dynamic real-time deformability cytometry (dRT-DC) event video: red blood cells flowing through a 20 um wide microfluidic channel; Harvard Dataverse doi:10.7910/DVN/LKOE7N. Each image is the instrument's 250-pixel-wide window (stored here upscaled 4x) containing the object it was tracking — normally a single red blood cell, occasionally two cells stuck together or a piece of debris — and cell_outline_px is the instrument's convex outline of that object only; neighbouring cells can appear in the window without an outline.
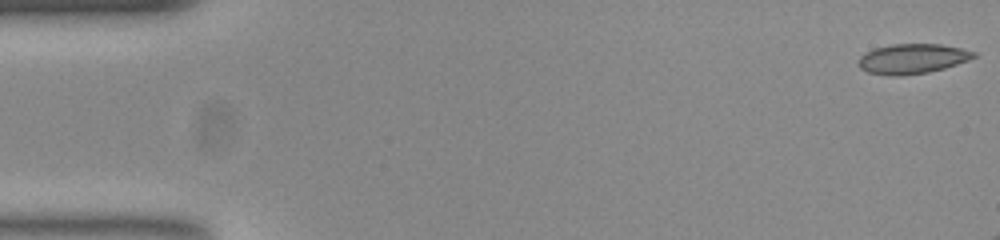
{"species": "common noctule bat (a hibernating species)", "species_latin": "Nyctalus noctula", "temperature_condition": "room temperature", "stored_images_in_passage": 11, "camera_frame_rate_fps": 3000, "um_per_image_px": 0.085, "animal": {"sex": "female", "body_mass_g": 23.0, "forearm_length_mm": 53.4}, "frame": {"image": 1, "passage_image": 1, "time_ms": 0.0, "image_size_px": [1000, 240], "cell_outline_px": [[976, 56], [968, 60], [944, 68], [928, 72], [900, 76], [888, 76], [868, 72], [860, 68], [856, 64], [860, 56], [864, 52], [876, 48], [892, 44], [940, 44], [960, 48], [976, 52]], "centroid_in_image_um": [77.5, 5.0], "position_along_channel_um": 7.5, "area_um2": 20.11}}